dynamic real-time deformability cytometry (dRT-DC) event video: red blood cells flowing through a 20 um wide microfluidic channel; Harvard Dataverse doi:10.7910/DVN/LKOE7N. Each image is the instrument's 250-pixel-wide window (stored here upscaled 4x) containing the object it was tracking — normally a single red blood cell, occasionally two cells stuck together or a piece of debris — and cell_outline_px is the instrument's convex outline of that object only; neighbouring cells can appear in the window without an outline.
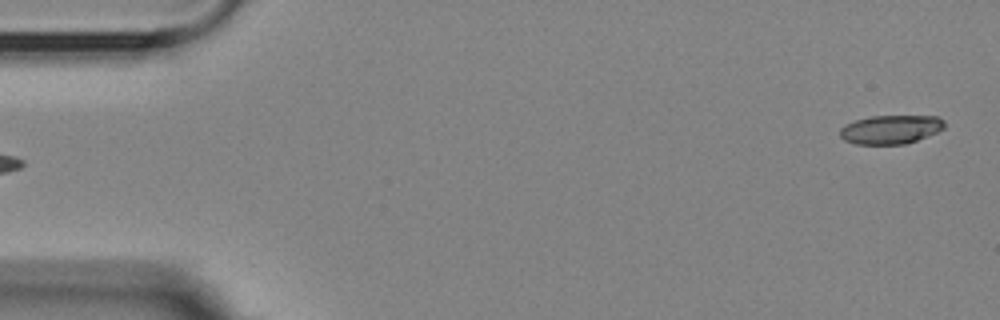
{"species": "Egyptian fruit bat (a non-hibernating species)", "species_latin": "Rousettus aegyptiacus", "temperature_condition": "room temperature", "stored_images_in_passage": 5, "segment_of_instrument_passage": [2, 2], "camera_frame_rate_fps": 3000, "um_per_image_px": 0.085, "animal": {"sex": "female"}, "frame": {"image": 1, "passage_image": 5, "time_ms": 5.333, "image_size_px": [1000, 320], "cell_outline_px": [[944, 128], [936, 132], [916, 140], [904, 144], [856, 144], [844, 140], [840, 136], [840, 128], [844, 124], [856, 120], [872, 116], [936, 116], [944, 120]], "centroid_in_image_um": [75.68, 11.0], "position_along_channel_um": 9.3, "area_um2": 17.4}}